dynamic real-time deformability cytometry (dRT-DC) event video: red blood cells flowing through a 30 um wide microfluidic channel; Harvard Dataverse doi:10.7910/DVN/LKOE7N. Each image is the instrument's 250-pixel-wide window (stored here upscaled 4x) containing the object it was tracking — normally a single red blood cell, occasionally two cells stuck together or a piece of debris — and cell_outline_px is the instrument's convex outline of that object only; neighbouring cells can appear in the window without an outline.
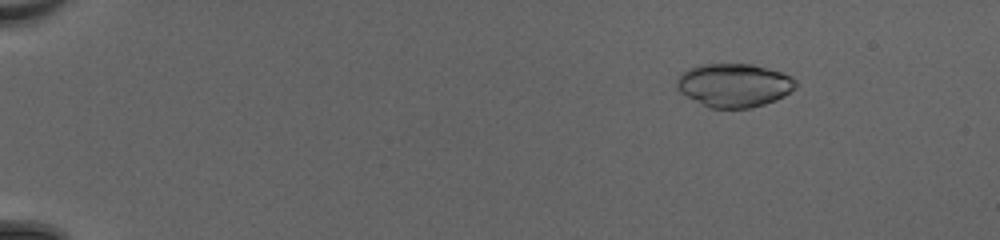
{"species": "common noctule bat (a hibernating species)", "species_latin": "Nyctalus noctula", "temperature_condition": "cold", "stored_images_in_passage": 51, "camera_frame_rate_fps": 3000, "um_per_image_px": 0.085, "animal": {"sex": "female", "body_mass_g": 20.0, "forearm_length_mm": 54.0}, "frame": {"image": 1, "passage_image": 8, "time_ms": 2.333, "image_size_px": [1000, 240], "cell_outline_px": [[796, 88], [784, 96], [764, 104], [748, 108], [708, 108], [680, 92], [676, 88], [676, 80], [688, 68], [700, 64], [752, 64], [780, 72], [792, 76], [796, 80]], "centroid_in_image_um": [62.39, 7.24], "position_along_channel_um": 22.6, "area_um2": 30.11}}
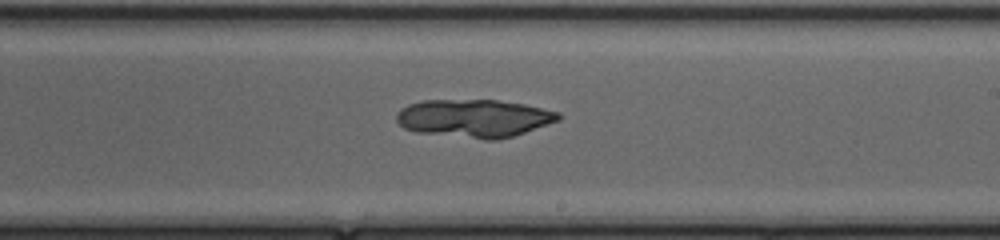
{"frame": {"image": 2, "passage_image": 33, "time_ms": 10.667, "image_size_px": [1000, 240], "cell_outline_px": [[560, 120], [512, 136], [496, 140], [488, 140], [416, 132], [404, 128], [396, 120], [396, 112], [400, 108], [408, 104], [424, 100], [496, 100], [524, 104], [560, 112]], "centroid_in_image_um": [40.27, 10.05], "position_along_channel_um": 248.7, "area_um2": 35.78}}
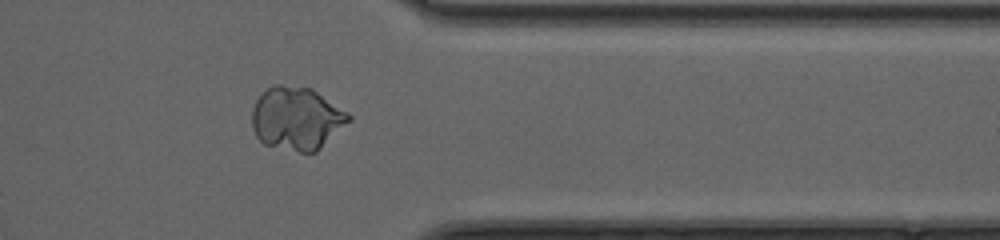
{"frame": {"image": 3, "passage_image": 43, "time_ms": 14.0, "image_size_px": [1000, 240], "cell_outline_px": [[352, 120], [316, 152], [300, 152], [264, 144], [256, 136], [252, 128], [252, 108], [256, 100], [268, 88], [276, 84], [280, 84], [312, 88], [348, 112], [352, 116]], "centroid_in_image_um": [25.23, 10.06], "position_along_channel_um": 386.2, "area_um2": 35.6}}